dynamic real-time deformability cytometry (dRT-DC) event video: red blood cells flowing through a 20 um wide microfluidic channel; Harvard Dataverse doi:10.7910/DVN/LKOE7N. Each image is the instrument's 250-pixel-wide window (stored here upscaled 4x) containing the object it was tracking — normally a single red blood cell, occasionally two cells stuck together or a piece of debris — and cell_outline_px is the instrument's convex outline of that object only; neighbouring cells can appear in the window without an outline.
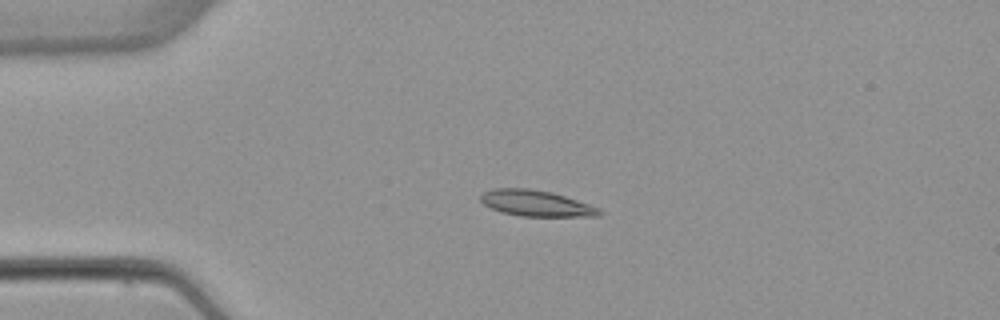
{"species": "common noctule bat (a hibernating species)", "species_latin": "Nyctalus noctula", "temperature_condition": "warm", "stored_images_in_passage": 5, "camera_frame_rate_fps": 3000, "um_per_image_px": 0.085, "animal": {"sex": "female", "body_mass_g": 22.7, "forearm_length_mm": 54.2}, "frame": {"image": 1, "passage_image": 4, "time_ms": 3.667, "image_size_px": [1000, 320], "cell_outline_px": [[604, 212], [600, 216], [520, 216], [500, 212], [484, 204], [480, 200], [480, 196], [484, 192], [492, 188], [528, 188], [552, 192], [600, 208]], "centroid_in_image_um": [45.56, 17.28], "position_along_channel_um": 39.4, "area_um2": 17.98}}